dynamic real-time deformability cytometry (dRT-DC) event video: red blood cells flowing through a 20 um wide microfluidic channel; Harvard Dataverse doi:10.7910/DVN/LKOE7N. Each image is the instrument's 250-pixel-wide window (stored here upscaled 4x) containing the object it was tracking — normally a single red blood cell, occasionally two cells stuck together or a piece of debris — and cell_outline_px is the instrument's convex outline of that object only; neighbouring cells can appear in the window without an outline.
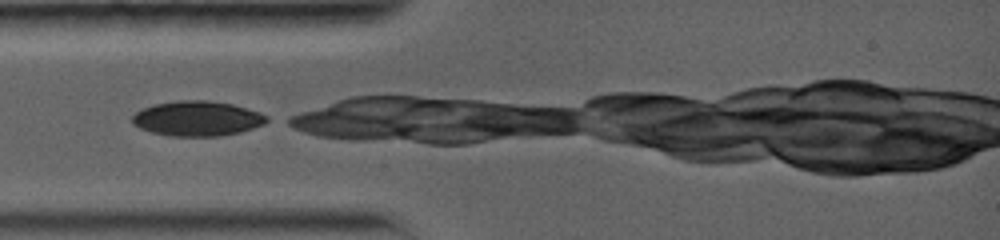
{"species": "common noctule bat (a hibernating species)", "species_latin": "Nyctalus noctula", "temperature_condition": "warm", "stored_images_in_passage": 14, "camera_frame_rate_fps": 5000, "um_per_image_px": 0.085, "animal": {"sex": "female", "body_mass_g": 19.0, "forearm_length_mm": 56.7}, "frame": {"image": 1, "passage_image": 1, "time_ms": 0.0, "image_size_px": [1000, 240], "cell_outline_px": [[272, 120], [264, 124], [240, 132], [216, 136], [172, 136], [152, 132], [140, 128], [132, 124], [132, 116], [136, 112], [144, 108], [156, 104], [180, 100], [208, 100], [232, 104], [260, 112], [268, 116]], "centroid_in_image_um": [16.8, 10.07], "position_along_channel_um": 68.2, "area_um2": 27.34}}
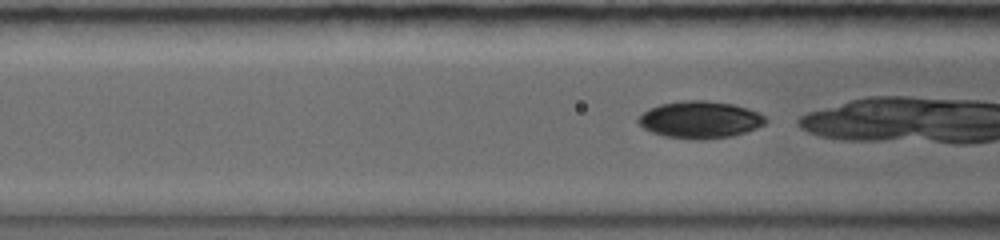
{"frame": {"image": 2, "passage_image": 7, "time_ms": 1.0, "image_size_px": [1000, 240], "cell_outline_px": [[768, 120], [764, 124], [756, 128], [732, 136], [700, 140], [696, 140], [664, 136], [652, 132], [644, 128], [636, 120], [648, 108], [660, 104], [684, 100], [704, 100], [732, 104], [748, 108], [764, 116]], "centroid_in_image_um": [59.49, 10.17], "position_along_channel_um": 107.1, "area_um2": 27.4}}